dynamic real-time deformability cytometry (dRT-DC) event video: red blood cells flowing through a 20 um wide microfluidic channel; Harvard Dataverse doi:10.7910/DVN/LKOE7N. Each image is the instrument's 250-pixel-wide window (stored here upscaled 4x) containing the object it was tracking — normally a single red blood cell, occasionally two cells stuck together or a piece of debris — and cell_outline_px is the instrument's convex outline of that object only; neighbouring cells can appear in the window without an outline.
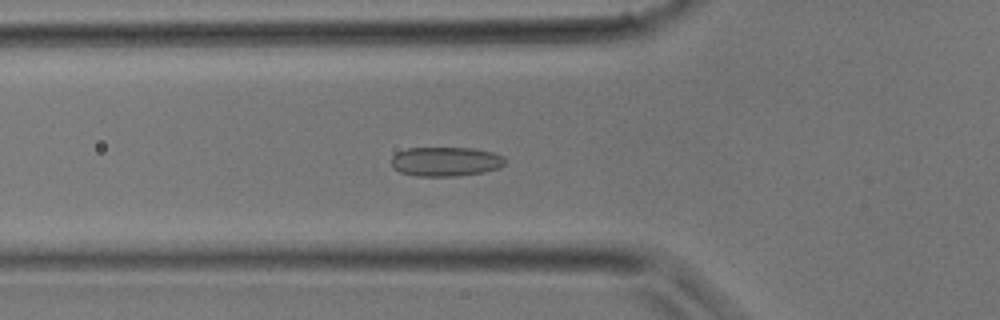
{"species": "common noctule bat (a hibernating species)", "species_latin": "Nyctalus noctula", "temperature_condition": "room temperature", "stored_images_in_passage": 35, "camera_frame_rate_fps": 3000, "um_per_image_px": 0.085, "animal": {"sex": "male", "body_mass_g": 17.9}, "frame": {"image": 1, "passage_image": 12, "time_ms": 3.667, "image_size_px": [1000, 320], "cell_outline_px": [[508, 160], [504, 164], [496, 168], [484, 172], [456, 176], [416, 176], [400, 172], [392, 168], [392, 156], [396, 152], [408, 148], [472, 148], [492, 152], [504, 156]], "centroid_in_image_um": [37.87, 13.73], "position_along_channel_um": 87.9, "area_um2": 19.54}}
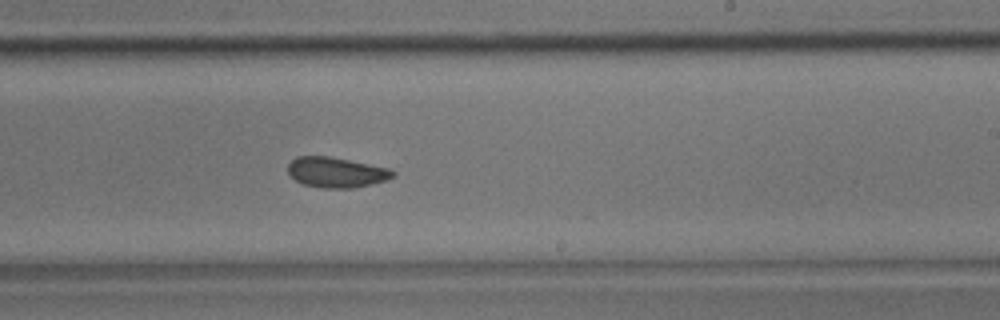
{"frame": {"image": 2, "passage_image": 21, "time_ms": 6.667, "image_size_px": [1000, 320], "cell_outline_px": [[396, 176], [384, 180], [352, 188], [320, 188], [304, 184], [296, 180], [288, 172], [288, 164], [296, 156], [328, 156], [388, 168], [396, 172]], "centroid_in_image_um": [28.56, 14.64], "position_along_channel_um": 260.4, "area_um2": 18.26}}
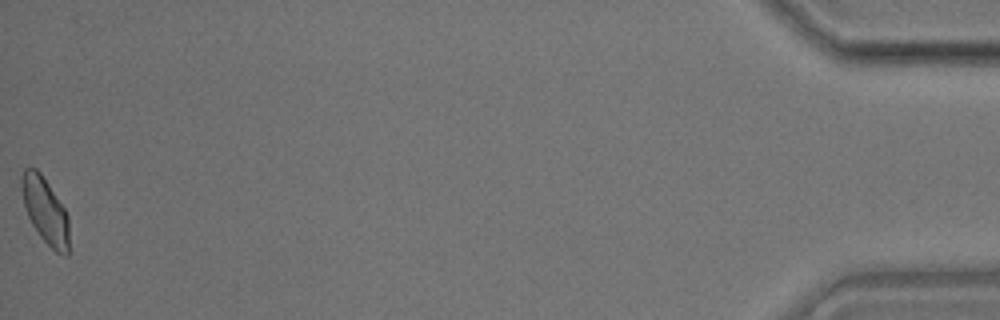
{"frame": {"image": 3, "passage_image": 35, "time_ms": 11.333, "image_size_px": [1000, 320], "cell_outline_px": [[68, 256], [64, 256], [56, 252], [40, 236], [32, 224], [28, 216], [24, 204], [20, 188], [20, 180], [24, 168], [36, 168], [40, 172], [64, 208], [68, 216]], "centroid_in_image_um": [3.82, 17.89], "position_along_channel_um": 431.4, "area_um2": 18.09}}